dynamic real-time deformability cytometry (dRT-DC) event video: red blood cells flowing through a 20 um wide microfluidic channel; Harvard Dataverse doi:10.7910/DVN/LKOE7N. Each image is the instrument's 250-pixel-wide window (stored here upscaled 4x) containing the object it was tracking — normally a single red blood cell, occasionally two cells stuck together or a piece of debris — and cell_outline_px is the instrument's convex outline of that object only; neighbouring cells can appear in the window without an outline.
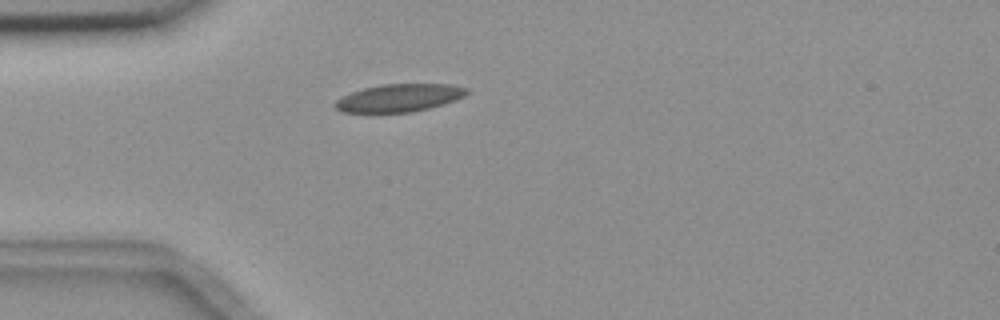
{"species": "common noctule bat (a hibernating species)", "species_latin": "Nyctalus noctula", "temperature_condition": "room temperature", "stored_images_in_passage": 2, "camera_frame_rate_fps": 3000, "um_per_image_px": 0.085, "animal": {"sex": "female", "body_mass_g": 18.4}, "frame": {"image": 1, "passage_image": 1, "time_ms": 0.0, "image_size_px": [1000, 320], "cell_outline_px": [[468, 92], [464, 96], [456, 100], [428, 108], [412, 112], [368, 116], [344, 112], [336, 108], [332, 104], [336, 100], [352, 92], [364, 88], [380, 84], [448, 84], [468, 88]], "centroid_in_image_um": [33.84, 8.37], "position_along_channel_um": 51.2, "area_um2": 22.08}}